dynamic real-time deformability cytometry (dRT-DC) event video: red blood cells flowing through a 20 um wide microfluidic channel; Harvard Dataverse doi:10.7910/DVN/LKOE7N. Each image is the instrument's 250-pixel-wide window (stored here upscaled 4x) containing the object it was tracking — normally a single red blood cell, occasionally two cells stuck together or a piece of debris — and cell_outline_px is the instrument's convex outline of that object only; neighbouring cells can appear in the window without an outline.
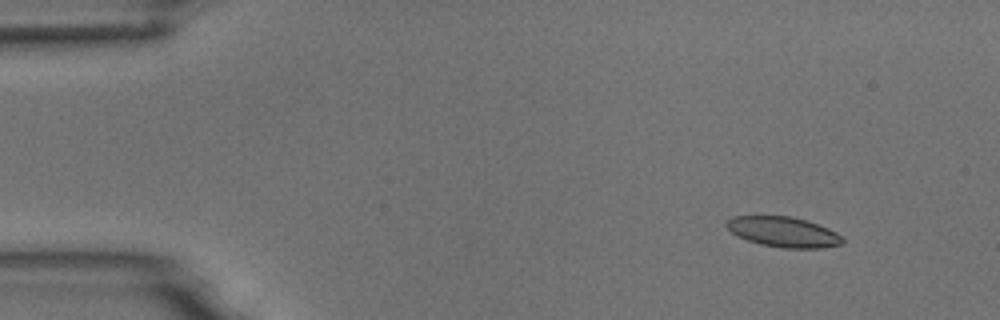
{"species": "common noctule bat (a hibernating species)", "species_latin": "Nyctalus noctula", "temperature_condition": "room temperature", "stored_images_in_passage": 8, "camera_frame_rate_fps": 3000, "um_per_image_px": 0.085, "animal": {"sex": "male", "body_mass_g": 18.8}, "frame": {"image": 1, "passage_image": 2, "time_ms": 1.0, "image_size_px": [1000, 320], "cell_outline_px": [[844, 244], [820, 248], [780, 248], [760, 244], [736, 236], [724, 224], [724, 220], [732, 216], [788, 216], [804, 220], [828, 228], [836, 232], [844, 240]], "centroid_in_image_um": [66.54, 19.72], "position_along_channel_um": 18.5, "area_um2": 20.46}}
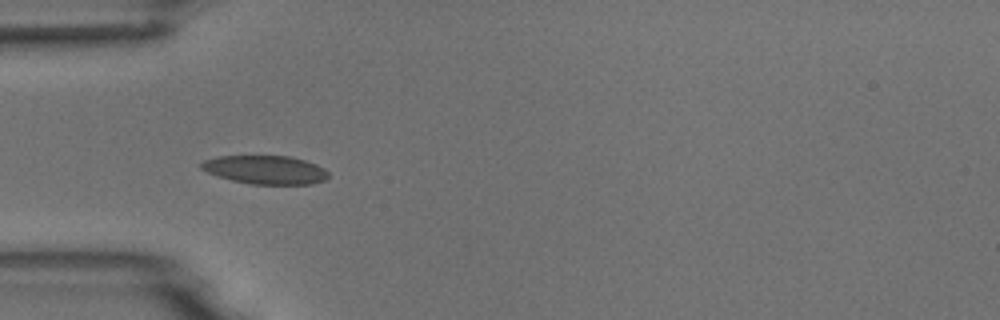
{"frame": {"image": 2, "passage_image": 5, "time_ms": 4.667, "image_size_px": [1000, 320], "cell_outline_px": [[328, 176], [324, 180], [312, 184], [252, 184], [232, 180], [216, 176], [200, 168], [200, 164], [204, 160], [220, 156], [288, 156], [304, 160], [316, 164], [324, 168], [328, 172]], "centroid_in_image_um": [22.55, 14.43], "position_along_channel_um": 62.4, "area_um2": 21.04}}